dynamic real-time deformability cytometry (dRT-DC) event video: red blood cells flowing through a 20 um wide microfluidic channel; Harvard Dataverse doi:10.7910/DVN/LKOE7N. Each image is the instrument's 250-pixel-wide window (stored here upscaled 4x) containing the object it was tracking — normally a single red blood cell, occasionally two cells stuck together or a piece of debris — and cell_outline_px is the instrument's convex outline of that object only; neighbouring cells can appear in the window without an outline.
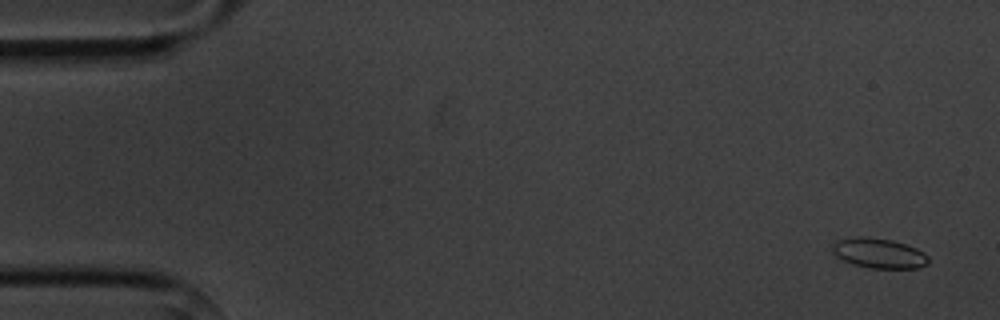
{"species": "common noctule bat (a hibernating species)", "species_latin": "Nyctalus noctula", "temperature_condition": "cold", "stored_images_in_passage": 10, "camera_frame_rate_fps": 3000, "um_per_image_px": 0.085, "animal": {"sex": "male", "body_mass_g": 20.1, "forearm_length_mm": 53.5}, "frame": {"image": 1, "passage_image": 1, "time_ms": 0.0, "image_size_px": [1000, 320], "cell_outline_px": [[928, 264], [920, 268], [868, 268], [852, 264], [836, 256], [832, 252], [832, 244], [836, 240], [864, 236], [892, 240], [916, 248], [924, 252], [928, 256]], "centroid_in_image_um": [74.71, 21.53], "position_along_channel_um": 10.3, "area_um2": 16.82}}
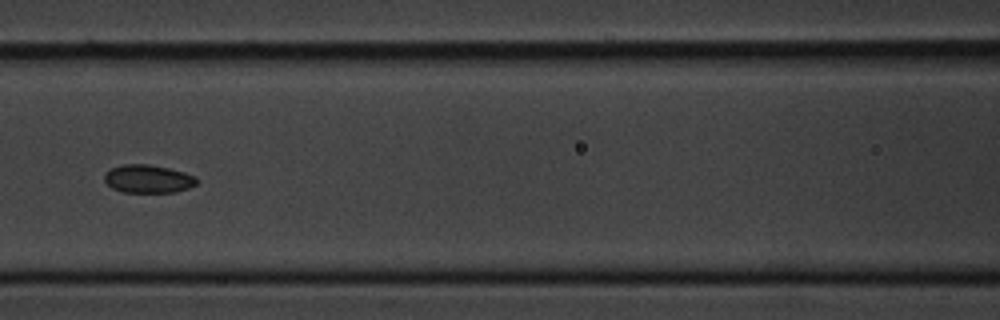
{"frame": {"image": 2, "passage_image": 7, "time_ms": 7.333, "image_size_px": [1000, 320], "cell_outline_px": [[196, 184], [188, 188], [176, 192], [124, 192], [112, 188], [104, 180], [104, 172], [112, 168], [124, 164], [148, 164], [168, 168], [184, 172], [196, 176]], "centroid_in_image_um": [12.57, 15.2], "position_along_channel_um": 154.0, "area_um2": 15.09}}
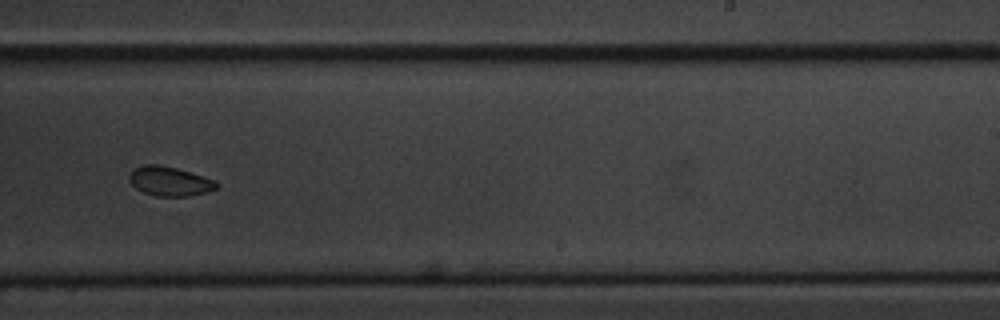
{"frame": {"image": 3, "passage_image": 10, "time_ms": 10.667, "image_size_px": [1000, 320], "cell_outline_px": [[216, 188], [204, 192], [188, 196], [156, 196], [144, 192], [136, 188], [128, 180], [128, 176], [136, 168], [144, 164], [156, 164], [176, 168], [212, 180], [216, 184]], "centroid_in_image_um": [14.34, 15.41], "position_along_channel_um": 274.7, "area_um2": 14.39}}